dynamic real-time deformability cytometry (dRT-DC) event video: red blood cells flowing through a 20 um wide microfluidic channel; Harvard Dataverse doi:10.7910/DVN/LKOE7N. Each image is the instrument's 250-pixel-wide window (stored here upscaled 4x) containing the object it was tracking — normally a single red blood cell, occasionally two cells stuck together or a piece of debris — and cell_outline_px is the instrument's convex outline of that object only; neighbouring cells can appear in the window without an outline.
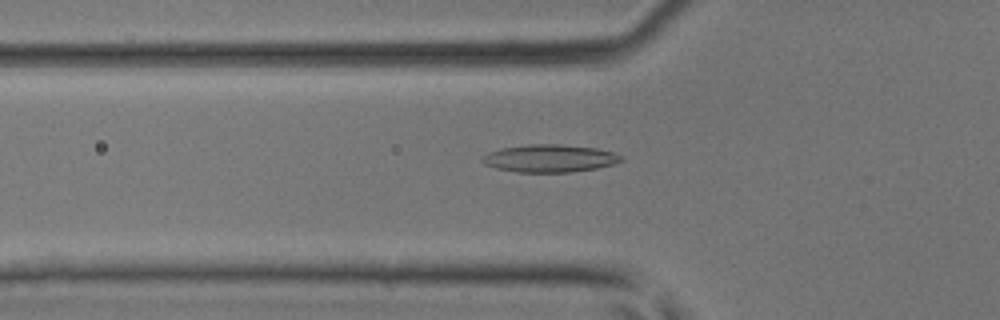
{"species": "common noctule bat (a hibernating species)", "species_latin": "Nyctalus noctula", "temperature_condition": "room temperature", "stored_images_in_passage": 39, "camera_frame_rate_fps": 3000, "um_per_image_px": 0.085, "animal": {"sex": "male", "body_mass_g": 17.9, "forearm_length_mm": 54.2}, "frame": {"image": 1, "passage_image": 12, "time_ms": 3.667, "image_size_px": [1000, 320], "cell_outline_px": [[624, 160], [612, 164], [596, 168], [572, 172], [516, 172], [496, 168], [484, 164], [480, 160], [480, 156], [488, 152], [500, 148], [528, 144], [560, 144], [596, 148], [612, 152], [624, 156]], "centroid_in_image_um": [46.68, 13.45], "position_along_channel_um": 79.1, "area_um2": 22.54}}
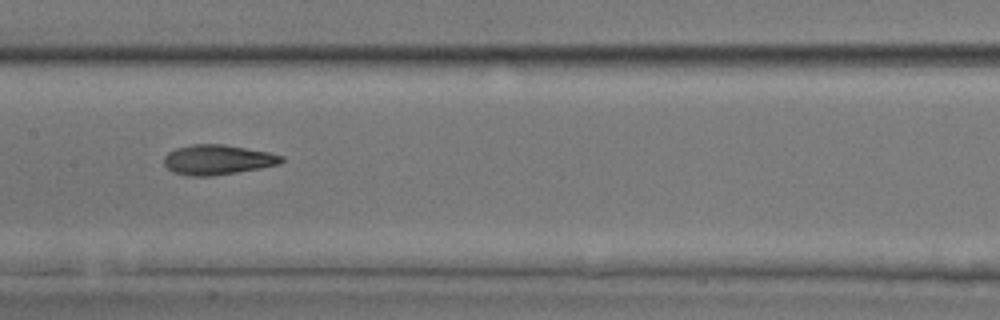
{"frame": {"image": 2, "passage_image": 19, "time_ms": 6.0, "image_size_px": [1000, 320], "cell_outline_px": [[284, 160], [280, 164], [260, 168], [212, 176], [188, 176], [172, 172], [164, 164], [164, 156], [168, 152], [176, 148], [192, 144], [224, 144], [268, 152], [284, 156]], "centroid_in_image_um": [18.48, 13.57], "position_along_channel_um": 188.9, "area_um2": 20.52}}
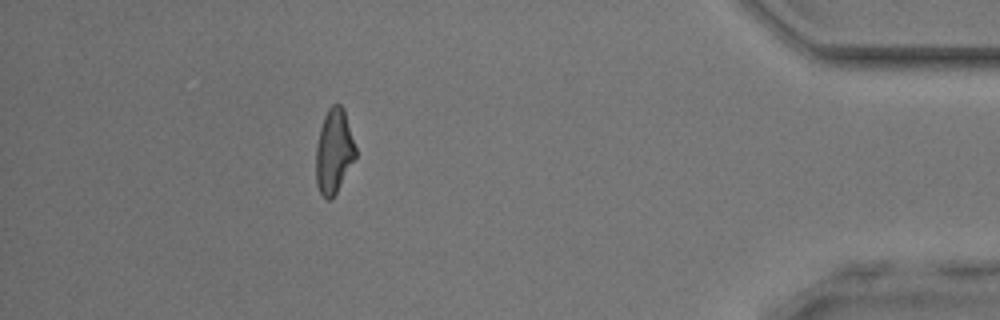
{"frame": {"image": 3, "passage_image": 36, "time_ms": 11.667, "image_size_px": [1000, 320], "cell_outline_px": [[356, 156], [332, 200], [328, 200], [320, 192], [316, 184], [316, 144], [320, 128], [324, 116], [328, 108], [332, 104], [340, 104], [344, 108], [356, 148]], "centroid_in_image_um": [28.38, 12.84], "position_along_channel_um": 406.8, "area_um2": 19.48}}